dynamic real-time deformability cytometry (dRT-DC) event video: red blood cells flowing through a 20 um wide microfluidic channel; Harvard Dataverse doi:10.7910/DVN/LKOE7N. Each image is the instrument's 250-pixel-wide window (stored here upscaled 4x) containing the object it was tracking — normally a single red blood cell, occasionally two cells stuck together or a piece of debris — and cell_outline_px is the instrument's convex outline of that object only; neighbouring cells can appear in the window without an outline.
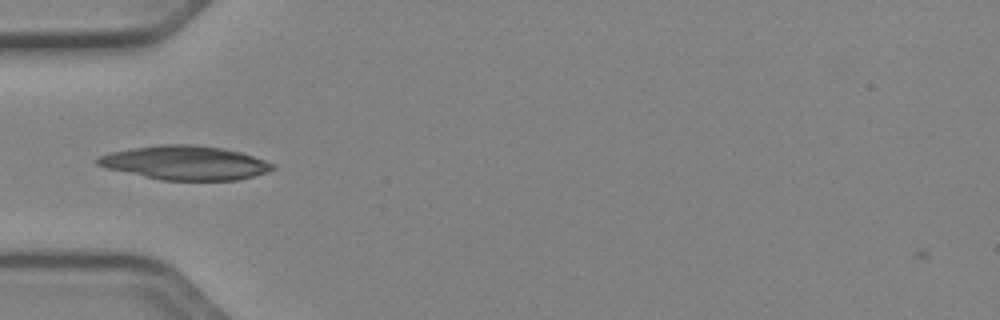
{"species": "Egyptian fruit bat (a non-hibernating species)", "species_latin": "Rousettus aegyptiacus", "temperature_condition": "cold", "stored_images_in_passage": 35, "camera_frame_rate_fps": 3000, "um_per_image_px": 0.085, "animal": {"sex": "female"}, "frame": {"image": 1, "passage_image": 1, "time_ms": 0.0, "image_size_px": [1000, 320], "cell_outline_px": [[276, 168], [268, 172], [236, 180], [160, 180], [104, 168], [96, 164], [96, 156], [108, 152], [132, 148], [160, 144], [192, 144], [224, 148], [240, 152], [276, 164]], "centroid_in_image_um": [15.69, 13.83], "position_along_channel_um": 69.3, "area_um2": 34.97}}
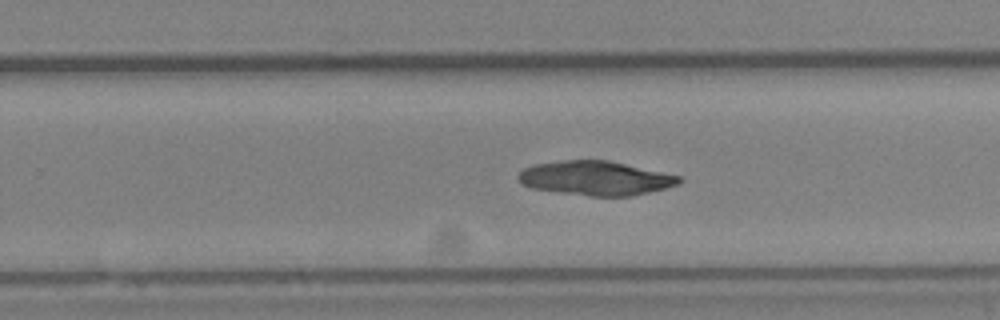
{"frame": {"image": 2, "passage_image": 17, "time_ms": 5.333, "image_size_px": [1000, 320], "cell_outline_px": [[684, 180], [680, 184], [632, 196], [592, 196], [532, 188], [524, 184], [516, 176], [524, 168], [532, 164], [564, 160], [608, 160], [680, 176]], "centroid_in_image_um": [50.64, 15.13], "position_along_channel_um": 279.2, "area_um2": 31.79}}
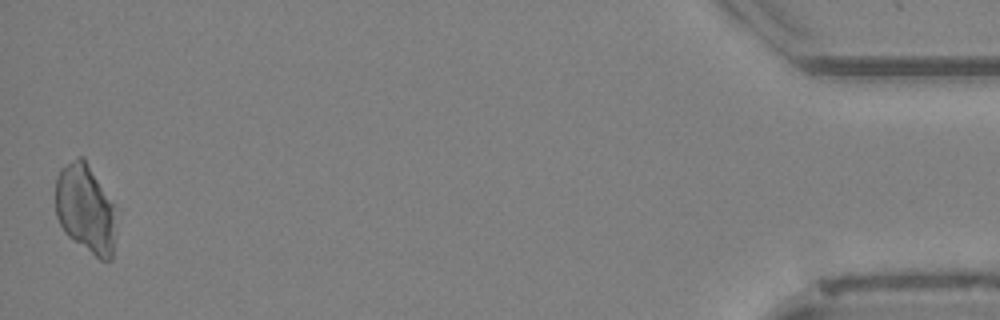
{"frame": {"image": 3, "passage_image": 35, "time_ms": 11.333, "image_size_px": [1000, 320], "cell_outline_px": [[112, 260], [100, 260], [68, 236], [64, 232], [56, 216], [56, 176], [60, 168], [80, 156], [84, 156], [112, 204]], "centroid_in_image_um": [7.18, 17.72], "position_along_channel_um": 428.0, "area_um2": 30.29}}